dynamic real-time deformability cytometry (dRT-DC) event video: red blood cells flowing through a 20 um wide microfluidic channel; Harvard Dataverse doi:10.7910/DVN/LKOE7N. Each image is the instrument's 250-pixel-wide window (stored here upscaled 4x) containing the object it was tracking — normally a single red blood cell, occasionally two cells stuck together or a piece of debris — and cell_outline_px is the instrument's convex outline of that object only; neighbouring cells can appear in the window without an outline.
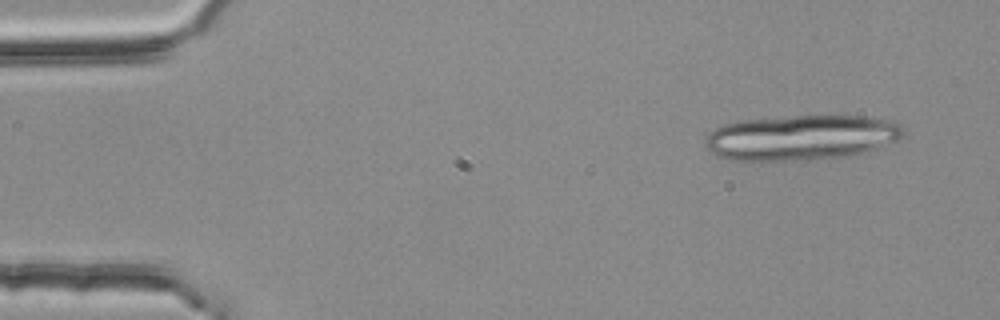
{"species": "common noctule bat (a hibernating species)", "species_latin": "Nyctalus noctula", "temperature_condition": "room temperature", "stored_images_in_passage": 17, "camera_frame_rate_fps": 3000, "um_per_image_px": 0.085, "animal": {"sex": "female", "body_mass_g": 25.1}, "frame": {"image": 1, "passage_image": 1, "time_ms": 0.0, "image_size_px": [1000, 320], "cell_outline_px": [[904, 132], [896, 140], [876, 148], [860, 152], [840, 156], [804, 160], [732, 160], [716, 156], [704, 144], [708, 136], [716, 128], [724, 124], [744, 120], [796, 116], [864, 116], [888, 120], [900, 124], [904, 128]], "centroid_in_image_um": [68.08, 11.68], "position_along_channel_um": 16.9, "area_um2": 51.27}}